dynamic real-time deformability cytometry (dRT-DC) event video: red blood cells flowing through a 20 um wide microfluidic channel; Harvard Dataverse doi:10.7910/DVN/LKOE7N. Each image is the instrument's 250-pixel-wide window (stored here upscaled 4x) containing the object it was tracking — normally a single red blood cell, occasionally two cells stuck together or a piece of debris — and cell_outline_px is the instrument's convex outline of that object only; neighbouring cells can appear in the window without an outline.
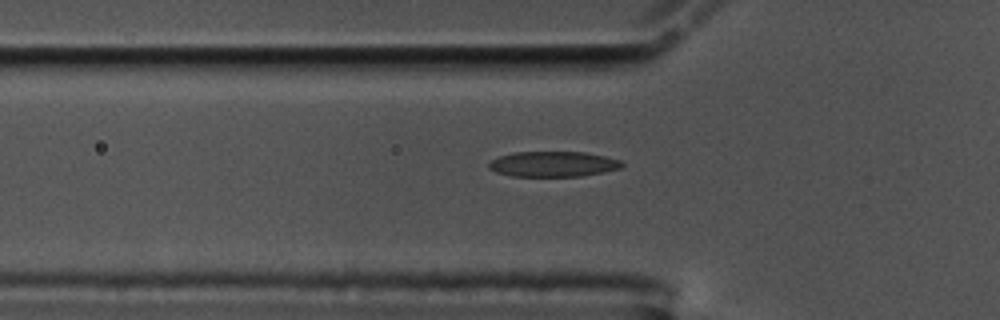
{"species": "common noctule bat (a hibernating species)", "species_latin": "Nyctalus noctula", "temperature_condition": "cold", "stored_images_in_passage": 40, "camera_frame_rate_fps": 3000, "um_per_image_px": 0.085, "animal": {"sex": "male", "body_mass_g": 17.5, "forearm_length_mm": 52.3}, "frame": {"image": 1, "passage_image": 6, "time_ms": 1.667, "image_size_px": [1000, 320], "cell_outline_px": [[624, 164], [620, 168], [580, 176], [512, 176], [496, 172], [488, 168], [488, 164], [492, 160], [500, 156], [516, 152], [584, 152], [604, 156], [620, 160]], "centroid_in_image_um": [46.99, 13.94], "position_along_channel_um": 78.8, "area_um2": 19.42}}
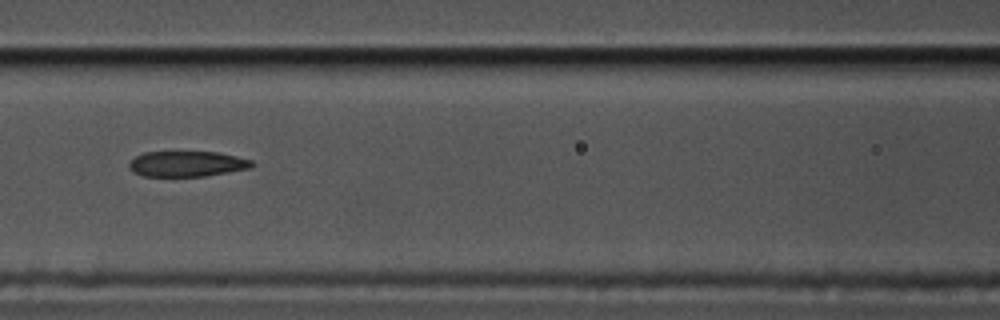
{"frame": {"image": 2, "passage_image": 12, "time_ms": 3.667, "image_size_px": [1000, 320], "cell_outline_px": [[256, 164], [252, 168], [204, 176], [144, 176], [132, 172], [128, 168], [128, 164], [136, 156], [144, 152], [216, 152], [236, 156], [252, 160]], "centroid_in_image_um": [15.9, 13.93], "position_along_channel_um": 150.7, "area_um2": 18.32}}
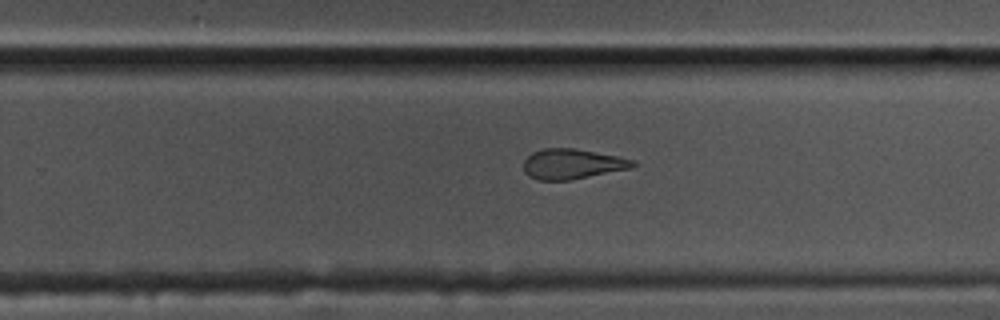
{"frame": {"image": 3, "passage_image": 23, "time_ms": 7.333, "image_size_px": [1000, 320], "cell_outline_px": [[636, 164], [632, 168], [572, 180], [536, 180], [528, 176], [524, 172], [524, 160], [532, 152], [544, 148], [576, 148], [616, 156], [632, 160]], "centroid_in_image_um": [48.6, 13.94], "position_along_channel_um": 281.2, "area_um2": 19.25}}